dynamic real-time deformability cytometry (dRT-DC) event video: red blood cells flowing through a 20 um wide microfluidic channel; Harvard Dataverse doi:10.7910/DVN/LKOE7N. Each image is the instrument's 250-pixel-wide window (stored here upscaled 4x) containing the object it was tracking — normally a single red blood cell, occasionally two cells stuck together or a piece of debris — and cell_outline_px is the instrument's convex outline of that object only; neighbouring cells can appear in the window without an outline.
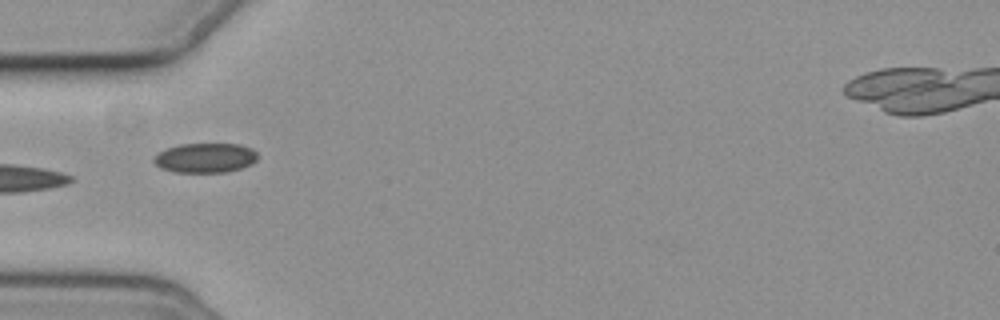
{"species": "common noctule bat (a hibernating species)", "species_latin": "Nyctalus noctula", "temperature_condition": "cold", "stored_images_in_passage": 6, "camera_frame_rate_fps": 3000, "um_per_image_px": 0.085, "animal": {"sex": "female", "body_mass_g": 19.3, "forearm_length_mm": 54.1}, "frame": {"image": 1, "passage_image": 6, "time_ms": 5.667, "image_size_px": [1000, 320], "cell_outline_px": [[256, 160], [252, 164], [228, 172], [176, 172], [160, 168], [152, 160], [160, 152], [168, 148], [180, 144], [240, 144], [252, 148], [256, 152]], "centroid_in_image_um": [17.46, 13.42], "position_along_channel_um": 67.5, "area_um2": 17.8}}